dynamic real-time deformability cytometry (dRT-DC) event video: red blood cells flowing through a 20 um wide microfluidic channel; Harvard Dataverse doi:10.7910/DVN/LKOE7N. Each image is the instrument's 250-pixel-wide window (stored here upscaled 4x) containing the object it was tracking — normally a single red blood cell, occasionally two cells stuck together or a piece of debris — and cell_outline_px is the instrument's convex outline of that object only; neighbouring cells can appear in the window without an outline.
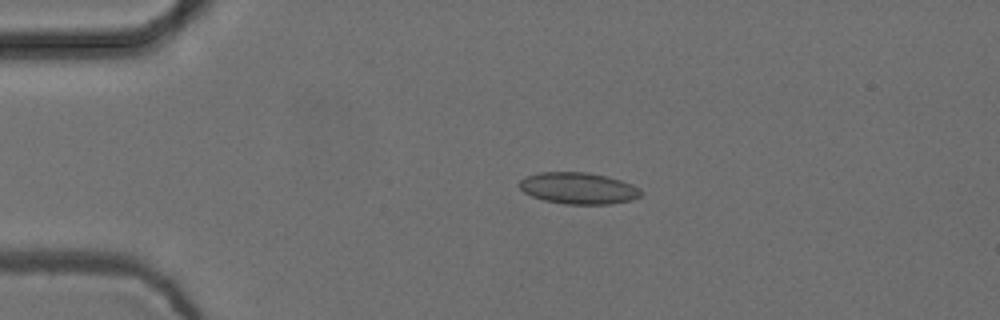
{"species": "common noctule bat (a hibernating species)", "species_latin": "Nyctalus noctula", "temperature_condition": "cold", "stored_images_in_passage": 40, "camera_frame_rate_fps": 3000, "um_per_image_px": 0.085, "animal": {"sex": "female", "body_mass_g": 24.6, "forearm_length_mm": 56.2}, "frame": {"image": 1, "passage_image": 4, "time_ms": 1.0, "image_size_px": [1000, 320], "cell_outline_px": [[644, 192], [640, 196], [632, 200], [612, 204], [564, 204], [544, 200], [532, 196], [524, 192], [520, 188], [520, 180], [524, 176], [540, 172], [588, 172], [608, 176], [632, 184], [640, 188]], "centroid_in_image_um": [49.19, 16.0], "position_along_channel_um": 35.8, "area_um2": 22.54}}
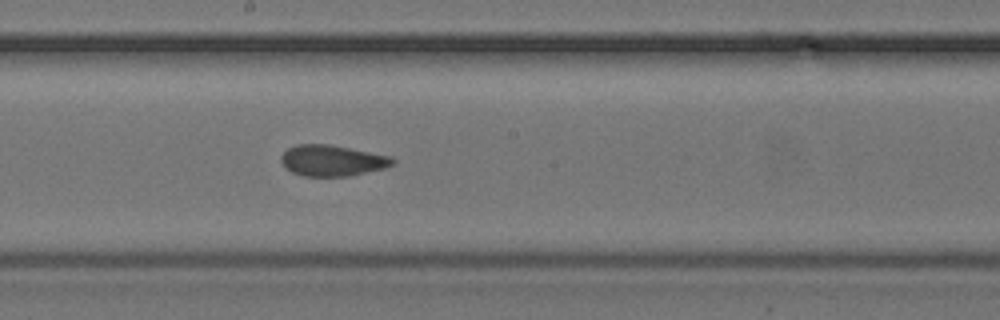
{"frame": {"image": 2, "passage_image": 22, "time_ms": 7.0, "image_size_px": [1000, 320], "cell_outline_px": [[396, 164], [384, 168], [348, 176], [304, 176], [292, 172], [280, 160], [280, 156], [288, 148], [296, 144], [328, 144], [392, 156], [396, 160]], "centroid_in_image_um": [28.27, 13.64], "position_along_channel_um": 219.9, "area_um2": 20.11}}
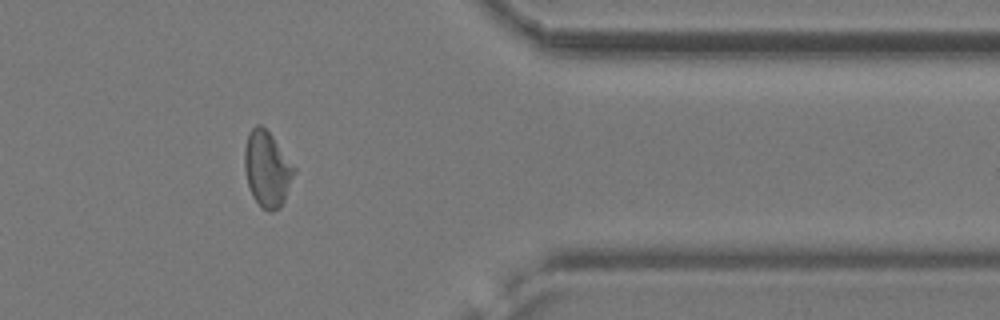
{"frame": {"image": 3, "passage_image": 37, "time_ms": 12.0, "image_size_px": [1000, 320], "cell_outline_px": [[296, 168], [284, 200], [280, 208], [272, 212], [268, 212], [252, 196], [248, 184], [244, 168], [244, 148], [248, 132], [256, 124], [260, 124], [272, 136]], "centroid_in_image_um": [22.68, 14.35], "position_along_channel_um": 388.7, "area_um2": 21.62}, "authors_computed_cell_mechanics": {"area_um2": 20.9236, "velocity_mm_per_s": 3.7366, "shape_relaxation_time_tau1_ms": null, "shape_relaxation_time_tau2_ms": 1.8781, "deformation_change_tau1": null, "deformation_change_tau2": 0.0816}}